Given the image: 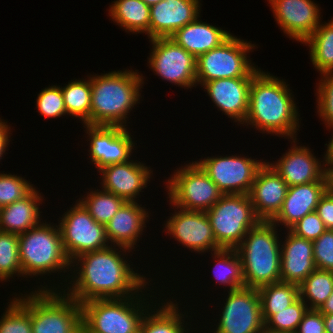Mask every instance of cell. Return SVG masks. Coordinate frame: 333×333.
Masks as SVG:
<instances>
[{"label":"cell","instance_id":"cell-1","mask_svg":"<svg viewBox=\"0 0 333 333\" xmlns=\"http://www.w3.org/2000/svg\"><path fill=\"white\" fill-rule=\"evenodd\" d=\"M131 252L128 248L110 245L76 257L71 262L70 281L62 290L80 304L137 295L151 280L128 263L126 255Z\"/></svg>","mask_w":333,"mask_h":333},{"label":"cell","instance_id":"cell-2","mask_svg":"<svg viewBox=\"0 0 333 333\" xmlns=\"http://www.w3.org/2000/svg\"><path fill=\"white\" fill-rule=\"evenodd\" d=\"M289 85L269 72L259 70L249 88L248 112L243 126L260 133L297 139L300 113Z\"/></svg>","mask_w":333,"mask_h":333},{"label":"cell","instance_id":"cell-3","mask_svg":"<svg viewBox=\"0 0 333 333\" xmlns=\"http://www.w3.org/2000/svg\"><path fill=\"white\" fill-rule=\"evenodd\" d=\"M143 77L131 69L91 75L90 125L128 128V115L142 98Z\"/></svg>","mask_w":333,"mask_h":333},{"label":"cell","instance_id":"cell-4","mask_svg":"<svg viewBox=\"0 0 333 333\" xmlns=\"http://www.w3.org/2000/svg\"><path fill=\"white\" fill-rule=\"evenodd\" d=\"M50 223L42 220L38 226L18 235L19 258L23 277L49 276V274L52 275V273L56 274L57 272L60 275L61 272L67 273L68 271L67 276L60 275L61 279L65 277L64 285L61 288L60 285L56 287L53 284L52 287V284L51 286L40 284V286L37 285V290H62L68 283L69 273H71V270H69L71 269V260L65 252L59 225Z\"/></svg>","mask_w":333,"mask_h":333},{"label":"cell","instance_id":"cell-5","mask_svg":"<svg viewBox=\"0 0 333 333\" xmlns=\"http://www.w3.org/2000/svg\"><path fill=\"white\" fill-rule=\"evenodd\" d=\"M277 230V231H276ZM271 221H260L235 248L243 268L245 287L258 289L281 282V239Z\"/></svg>","mask_w":333,"mask_h":333},{"label":"cell","instance_id":"cell-6","mask_svg":"<svg viewBox=\"0 0 333 333\" xmlns=\"http://www.w3.org/2000/svg\"><path fill=\"white\" fill-rule=\"evenodd\" d=\"M149 288L148 284L140 293L130 297L94 299L81 303L82 333H139L142 318L151 304H155L153 297L157 299L150 295L151 292L156 293L152 291L154 289ZM149 297H152L150 302Z\"/></svg>","mask_w":333,"mask_h":333},{"label":"cell","instance_id":"cell-7","mask_svg":"<svg viewBox=\"0 0 333 333\" xmlns=\"http://www.w3.org/2000/svg\"><path fill=\"white\" fill-rule=\"evenodd\" d=\"M255 47L256 44L251 41L241 40L231 34L218 47L197 58V86L214 79L253 77L261 69L248 56Z\"/></svg>","mask_w":333,"mask_h":333},{"label":"cell","instance_id":"cell-8","mask_svg":"<svg viewBox=\"0 0 333 333\" xmlns=\"http://www.w3.org/2000/svg\"><path fill=\"white\" fill-rule=\"evenodd\" d=\"M32 333H82L79 302L63 290L31 291Z\"/></svg>","mask_w":333,"mask_h":333},{"label":"cell","instance_id":"cell-9","mask_svg":"<svg viewBox=\"0 0 333 333\" xmlns=\"http://www.w3.org/2000/svg\"><path fill=\"white\" fill-rule=\"evenodd\" d=\"M206 214L217 244L224 249H235L261 221L247 194H223Z\"/></svg>","mask_w":333,"mask_h":333},{"label":"cell","instance_id":"cell-10","mask_svg":"<svg viewBox=\"0 0 333 333\" xmlns=\"http://www.w3.org/2000/svg\"><path fill=\"white\" fill-rule=\"evenodd\" d=\"M169 205L187 211H207L223 195L194 161L177 168L166 180Z\"/></svg>","mask_w":333,"mask_h":333},{"label":"cell","instance_id":"cell-11","mask_svg":"<svg viewBox=\"0 0 333 333\" xmlns=\"http://www.w3.org/2000/svg\"><path fill=\"white\" fill-rule=\"evenodd\" d=\"M59 220L63 246L71 262L82 254L110 246L105 226L96 222L78 200Z\"/></svg>","mask_w":333,"mask_h":333},{"label":"cell","instance_id":"cell-12","mask_svg":"<svg viewBox=\"0 0 333 333\" xmlns=\"http://www.w3.org/2000/svg\"><path fill=\"white\" fill-rule=\"evenodd\" d=\"M195 161L223 194H249L258 170L265 161L251 156H211Z\"/></svg>","mask_w":333,"mask_h":333},{"label":"cell","instance_id":"cell-13","mask_svg":"<svg viewBox=\"0 0 333 333\" xmlns=\"http://www.w3.org/2000/svg\"><path fill=\"white\" fill-rule=\"evenodd\" d=\"M148 67L161 79L180 88L196 87L197 59L170 38H153Z\"/></svg>","mask_w":333,"mask_h":333},{"label":"cell","instance_id":"cell-14","mask_svg":"<svg viewBox=\"0 0 333 333\" xmlns=\"http://www.w3.org/2000/svg\"><path fill=\"white\" fill-rule=\"evenodd\" d=\"M221 309L213 333H259L265 326L257 289L243 287L228 291Z\"/></svg>","mask_w":333,"mask_h":333},{"label":"cell","instance_id":"cell-15","mask_svg":"<svg viewBox=\"0 0 333 333\" xmlns=\"http://www.w3.org/2000/svg\"><path fill=\"white\" fill-rule=\"evenodd\" d=\"M88 152L92 164L97 170L110 164L128 162L136 148L130 131L121 126L84 125ZM132 136V137H131Z\"/></svg>","mask_w":333,"mask_h":333},{"label":"cell","instance_id":"cell-16","mask_svg":"<svg viewBox=\"0 0 333 333\" xmlns=\"http://www.w3.org/2000/svg\"><path fill=\"white\" fill-rule=\"evenodd\" d=\"M174 214L166 219L165 231L179 245H183L191 252L205 253L222 249L216 242L210 220L205 211H187L176 206Z\"/></svg>","mask_w":333,"mask_h":333},{"label":"cell","instance_id":"cell-17","mask_svg":"<svg viewBox=\"0 0 333 333\" xmlns=\"http://www.w3.org/2000/svg\"><path fill=\"white\" fill-rule=\"evenodd\" d=\"M298 139H292L291 146L279 160L267 163L281 176L288 186L315 181H329L326 154L323 160L314 155L310 147L298 146ZM298 142V143H297ZM313 152V153H312ZM323 164H322V163Z\"/></svg>","mask_w":333,"mask_h":333},{"label":"cell","instance_id":"cell-18","mask_svg":"<svg viewBox=\"0 0 333 333\" xmlns=\"http://www.w3.org/2000/svg\"><path fill=\"white\" fill-rule=\"evenodd\" d=\"M267 1L282 32L302 44L322 22L321 7L312 0Z\"/></svg>","mask_w":333,"mask_h":333},{"label":"cell","instance_id":"cell-19","mask_svg":"<svg viewBox=\"0 0 333 333\" xmlns=\"http://www.w3.org/2000/svg\"><path fill=\"white\" fill-rule=\"evenodd\" d=\"M101 189L113 193L127 202H138L140 192L147 188L153 176L151 167L137 160L110 164L98 170ZM139 196V197H137Z\"/></svg>","mask_w":333,"mask_h":333},{"label":"cell","instance_id":"cell-20","mask_svg":"<svg viewBox=\"0 0 333 333\" xmlns=\"http://www.w3.org/2000/svg\"><path fill=\"white\" fill-rule=\"evenodd\" d=\"M253 77L214 79L202 87L219 110L237 125L243 124L248 112L249 88Z\"/></svg>","mask_w":333,"mask_h":333},{"label":"cell","instance_id":"cell-21","mask_svg":"<svg viewBox=\"0 0 333 333\" xmlns=\"http://www.w3.org/2000/svg\"><path fill=\"white\" fill-rule=\"evenodd\" d=\"M288 187L267 162L258 170L248 195L261 221H271L278 214Z\"/></svg>","mask_w":333,"mask_h":333},{"label":"cell","instance_id":"cell-22","mask_svg":"<svg viewBox=\"0 0 333 333\" xmlns=\"http://www.w3.org/2000/svg\"><path fill=\"white\" fill-rule=\"evenodd\" d=\"M201 0H162L150 7V39L170 38L200 16Z\"/></svg>","mask_w":333,"mask_h":333},{"label":"cell","instance_id":"cell-23","mask_svg":"<svg viewBox=\"0 0 333 333\" xmlns=\"http://www.w3.org/2000/svg\"><path fill=\"white\" fill-rule=\"evenodd\" d=\"M329 189V181H315L289 186L278 214L271 220L277 227L289 230L305 215L316 211L321 197Z\"/></svg>","mask_w":333,"mask_h":333},{"label":"cell","instance_id":"cell-24","mask_svg":"<svg viewBox=\"0 0 333 333\" xmlns=\"http://www.w3.org/2000/svg\"><path fill=\"white\" fill-rule=\"evenodd\" d=\"M281 240L280 280L300 285L315 269L313 242L285 231Z\"/></svg>","mask_w":333,"mask_h":333},{"label":"cell","instance_id":"cell-25","mask_svg":"<svg viewBox=\"0 0 333 333\" xmlns=\"http://www.w3.org/2000/svg\"><path fill=\"white\" fill-rule=\"evenodd\" d=\"M150 218L148 209L138 202H125L111 220L105 225L110 245L135 251L142 232ZM134 249V250H133Z\"/></svg>","mask_w":333,"mask_h":333},{"label":"cell","instance_id":"cell-26","mask_svg":"<svg viewBox=\"0 0 333 333\" xmlns=\"http://www.w3.org/2000/svg\"><path fill=\"white\" fill-rule=\"evenodd\" d=\"M200 17L198 16L194 21L180 28L170 37L177 45L191 53L196 59L200 55L218 47L231 35L230 31L201 21Z\"/></svg>","mask_w":333,"mask_h":333},{"label":"cell","instance_id":"cell-27","mask_svg":"<svg viewBox=\"0 0 333 333\" xmlns=\"http://www.w3.org/2000/svg\"><path fill=\"white\" fill-rule=\"evenodd\" d=\"M44 197L36 187L23 199L0 208V231L22 234L43 220L40 210Z\"/></svg>","mask_w":333,"mask_h":333},{"label":"cell","instance_id":"cell-28","mask_svg":"<svg viewBox=\"0 0 333 333\" xmlns=\"http://www.w3.org/2000/svg\"><path fill=\"white\" fill-rule=\"evenodd\" d=\"M161 301L163 302L160 303L159 301V303H157L158 306L156 303L155 305L152 304L147 310L142 318L139 333H189L190 329L187 325H189L190 322L185 323L187 322L185 320L188 316L191 317L187 315L189 314L188 310L187 312L186 310L182 312L181 308L179 309V302L177 303L176 300L172 301L169 299L167 301L165 299L164 302V300L161 299Z\"/></svg>","mask_w":333,"mask_h":333},{"label":"cell","instance_id":"cell-29","mask_svg":"<svg viewBox=\"0 0 333 333\" xmlns=\"http://www.w3.org/2000/svg\"><path fill=\"white\" fill-rule=\"evenodd\" d=\"M112 3L108 16L116 25L128 33H145L150 40L149 6L142 0H115Z\"/></svg>","mask_w":333,"mask_h":333},{"label":"cell","instance_id":"cell-30","mask_svg":"<svg viewBox=\"0 0 333 333\" xmlns=\"http://www.w3.org/2000/svg\"><path fill=\"white\" fill-rule=\"evenodd\" d=\"M312 65L319 74L333 73V19L323 22L306 39Z\"/></svg>","mask_w":333,"mask_h":333},{"label":"cell","instance_id":"cell-31","mask_svg":"<svg viewBox=\"0 0 333 333\" xmlns=\"http://www.w3.org/2000/svg\"><path fill=\"white\" fill-rule=\"evenodd\" d=\"M214 255V256H213ZM216 264L213 266V276L217 283L228 287L227 291L245 287L241 258L236 249H220L211 252Z\"/></svg>","mask_w":333,"mask_h":333},{"label":"cell","instance_id":"cell-32","mask_svg":"<svg viewBox=\"0 0 333 333\" xmlns=\"http://www.w3.org/2000/svg\"><path fill=\"white\" fill-rule=\"evenodd\" d=\"M261 301L264 323L279 311L292 305L299 297V286L293 283L277 282L257 289Z\"/></svg>","mask_w":333,"mask_h":333},{"label":"cell","instance_id":"cell-33","mask_svg":"<svg viewBox=\"0 0 333 333\" xmlns=\"http://www.w3.org/2000/svg\"><path fill=\"white\" fill-rule=\"evenodd\" d=\"M71 80L61 90L67 115L78 118L84 125H90L91 79Z\"/></svg>","mask_w":333,"mask_h":333},{"label":"cell","instance_id":"cell-34","mask_svg":"<svg viewBox=\"0 0 333 333\" xmlns=\"http://www.w3.org/2000/svg\"><path fill=\"white\" fill-rule=\"evenodd\" d=\"M24 293L10 298L0 318V333H32L31 291Z\"/></svg>","mask_w":333,"mask_h":333},{"label":"cell","instance_id":"cell-35","mask_svg":"<svg viewBox=\"0 0 333 333\" xmlns=\"http://www.w3.org/2000/svg\"><path fill=\"white\" fill-rule=\"evenodd\" d=\"M333 291V271L315 269L300 285L299 295L308 309L318 310Z\"/></svg>","mask_w":333,"mask_h":333},{"label":"cell","instance_id":"cell-36","mask_svg":"<svg viewBox=\"0 0 333 333\" xmlns=\"http://www.w3.org/2000/svg\"><path fill=\"white\" fill-rule=\"evenodd\" d=\"M89 191L86 196L83 195L78 201L96 222L104 226L126 202L119 196L102 189L95 188V190L90 189Z\"/></svg>","mask_w":333,"mask_h":333},{"label":"cell","instance_id":"cell-37","mask_svg":"<svg viewBox=\"0 0 333 333\" xmlns=\"http://www.w3.org/2000/svg\"><path fill=\"white\" fill-rule=\"evenodd\" d=\"M13 275L23 277L18 234L0 231V281H10Z\"/></svg>","mask_w":333,"mask_h":333},{"label":"cell","instance_id":"cell-38","mask_svg":"<svg viewBox=\"0 0 333 333\" xmlns=\"http://www.w3.org/2000/svg\"><path fill=\"white\" fill-rule=\"evenodd\" d=\"M307 310V305L299 297L292 305L272 315L265 322V326L275 331L296 333Z\"/></svg>","mask_w":333,"mask_h":333},{"label":"cell","instance_id":"cell-39","mask_svg":"<svg viewBox=\"0 0 333 333\" xmlns=\"http://www.w3.org/2000/svg\"><path fill=\"white\" fill-rule=\"evenodd\" d=\"M25 177L0 173V208L23 199L35 187Z\"/></svg>","mask_w":333,"mask_h":333},{"label":"cell","instance_id":"cell-40","mask_svg":"<svg viewBox=\"0 0 333 333\" xmlns=\"http://www.w3.org/2000/svg\"><path fill=\"white\" fill-rule=\"evenodd\" d=\"M36 98V108L42 116L57 119L67 114L61 86L52 85L42 89Z\"/></svg>","mask_w":333,"mask_h":333},{"label":"cell","instance_id":"cell-41","mask_svg":"<svg viewBox=\"0 0 333 333\" xmlns=\"http://www.w3.org/2000/svg\"><path fill=\"white\" fill-rule=\"evenodd\" d=\"M316 86V111L326 129L333 126V73L321 74Z\"/></svg>","mask_w":333,"mask_h":333},{"label":"cell","instance_id":"cell-42","mask_svg":"<svg viewBox=\"0 0 333 333\" xmlns=\"http://www.w3.org/2000/svg\"><path fill=\"white\" fill-rule=\"evenodd\" d=\"M312 242L316 268L333 271V230L327 229Z\"/></svg>","mask_w":333,"mask_h":333},{"label":"cell","instance_id":"cell-43","mask_svg":"<svg viewBox=\"0 0 333 333\" xmlns=\"http://www.w3.org/2000/svg\"><path fill=\"white\" fill-rule=\"evenodd\" d=\"M295 235L307 240L314 241L321 234H323L327 228L323 223V220L319 217L316 211L305 215L290 229Z\"/></svg>","mask_w":333,"mask_h":333},{"label":"cell","instance_id":"cell-44","mask_svg":"<svg viewBox=\"0 0 333 333\" xmlns=\"http://www.w3.org/2000/svg\"><path fill=\"white\" fill-rule=\"evenodd\" d=\"M296 333H325L323 314L319 310L308 309Z\"/></svg>","mask_w":333,"mask_h":333},{"label":"cell","instance_id":"cell-45","mask_svg":"<svg viewBox=\"0 0 333 333\" xmlns=\"http://www.w3.org/2000/svg\"><path fill=\"white\" fill-rule=\"evenodd\" d=\"M316 212L327 229L333 230V191L329 188L321 197Z\"/></svg>","mask_w":333,"mask_h":333},{"label":"cell","instance_id":"cell-46","mask_svg":"<svg viewBox=\"0 0 333 333\" xmlns=\"http://www.w3.org/2000/svg\"><path fill=\"white\" fill-rule=\"evenodd\" d=\"M4 119L0 118V161L2 160V157L5 155V152L8 150L10 138H11V127L9 126L7 122H5Z\"/></svg>","mask_w":333,"mask_h":333},{"label":"cell","instance_id":"cell-47","mask_svg":"<svg viewBox=\"0 0 333 333\" xmlns=\"http://www.w3.org/2000/svg\"><path fill=\"white\" fill-rule=\"evenodd\" d=\"M323 315L333 314V291L324 304L318 309Z\"/></svg>","mask_w":333,"mask_h":333},{"label":"cell","instance_id":"cell-48","mask_svg":"<svg viewBox=\"0 0 333 333\" xmlns=\"http://www.w3.org/2000/svg\"><path fill=\"white\" fill-rule=\"evenodd\" d=\"M331 128L333 129V126ZM325 145L327 146L325 151L327 163H333V135L328 144Z\"/></svg>","mask_w":333,"mask_h":333},{"label":"cell","instance_id":"cell-49","mask_svg":"<svg viewBox=\"0 0 333 333\" xmlns=\"http://www.w3.org/2000/svg\"><path fill=\"white\" fill-rule=\"evenodd\" d=\"M325 332L333 333V314L323 315Z\"/></svg>","mask_w":333,"mask_h":333},{"label":"cell","instance_id":"cell-50","mask_svg":"<svg viewBox=\"0 0 333 333\" xmlns=\"http://www.w3.org/2000/svg\"><path fill=\"white\" fill-rule=\"evenodd\" d=\"M328 164L329 188L333 191V163Z\"/></svg>","mask_w":333,"mask_h":333},{"label":"cell","instance_id":"cell-51","mask_svg":"<svg viewBox=\"0 0 333 333\" xmlns=\"http://www.w3.org/2000/svg\"><path fill=\"white\" fill-rule=\"evenodd\" d=\"M259 333H286V332L275 331L264 326Z\"/></svg>","mask_w":333,"mask_h":333},{"label":"cell","instance_id":"cell-52","mask_svg":"<svg viewBox=\"0 0 333 333\" xmlns=\"http://www.w3.org/2000/svg\"><path fill=\"white\" fill-rule=\"evenodd\" d=\"M147 6L151 7L162 0H142Z\"/></svg>","mask_w":333,"mask_h":333}]
</instances>
